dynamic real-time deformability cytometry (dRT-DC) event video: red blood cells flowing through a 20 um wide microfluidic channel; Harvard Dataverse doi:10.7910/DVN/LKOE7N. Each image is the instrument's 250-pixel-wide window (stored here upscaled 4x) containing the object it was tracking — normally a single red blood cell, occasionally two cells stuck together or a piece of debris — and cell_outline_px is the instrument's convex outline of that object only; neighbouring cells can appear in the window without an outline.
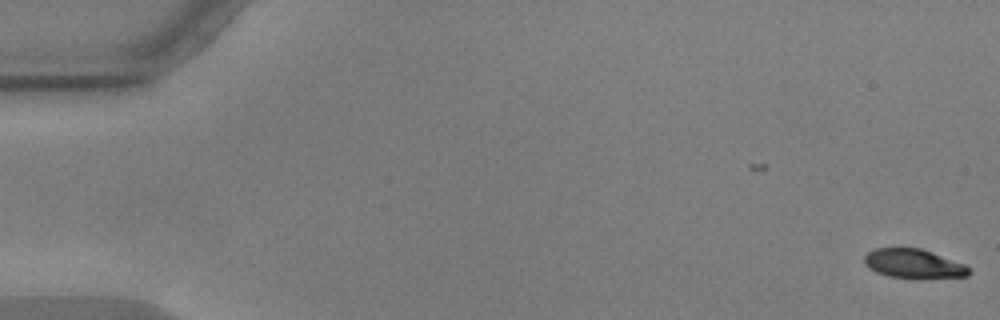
{"species": "common noctule bat (a hibernating species)", "species_latin": "Nyctalus noctula", "temperature_condition": "warm", "stored_images_in_passage": 2, "camera_frame_rate_fps": 3000, "um_per_image_px": 0.085, "animal": {"sex": "male", "body_mass_g": 17.9, "forearm_length_mm": 54.2}, "frame": {"image": 1, "passage_image": 2, "time_ms": 0.333, "image_size_px": [1000, 320], "cell_outline_px": [[972, 272], [968, 276], [920, 280], [916, 280], [888, 276], [876, 272], [868, 268], [864, 264], [864, 256], [868, 252], [876, 248], [920, 248], [932, 252], [964, 264]], "centroid_in_image_um": [77.66, 22.45], "position_along_channel_um": 7.3, "area_um2": 18.26}}